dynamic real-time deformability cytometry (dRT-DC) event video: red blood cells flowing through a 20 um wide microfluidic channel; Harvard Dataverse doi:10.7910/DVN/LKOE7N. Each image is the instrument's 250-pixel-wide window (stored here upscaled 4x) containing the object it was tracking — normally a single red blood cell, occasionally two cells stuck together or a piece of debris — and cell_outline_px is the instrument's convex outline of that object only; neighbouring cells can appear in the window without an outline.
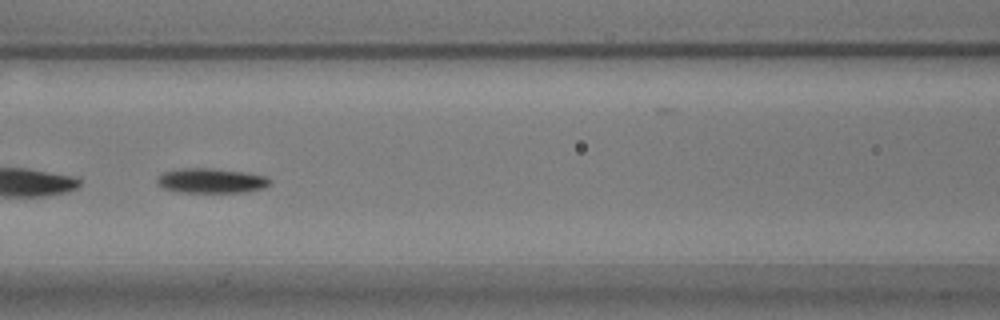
{"species": "common noctule bat (a hibernating species)", "species_latin": "Nyctalus noctula", "temperature_condition": "warm", "stored_images_in_passage": 59, "segment_of_instrument_passage": [2, 2], "camera_frame_rate_fps": 3000, "um_per_image_px": 0.085, "animal": {"sex": "male", "body_mass_g": 17.9}, "frame": {"image": 1, "passage_image": 25, "time_ms": 8.0, "image_size_px": [1000, 320], "cell_outline_px": [[272, 184], [264, 188], [244, 192], [176, 192], [164, 188], [156, 184], [156, 180], [164, 172], [180, 168], [212, 168], [248, 172], [264, 176], [272, 180]], "centroid_in_image_um": [17.98, 15.35], "position_along_channel_um": 148.6, "area_um2": 16.47}}
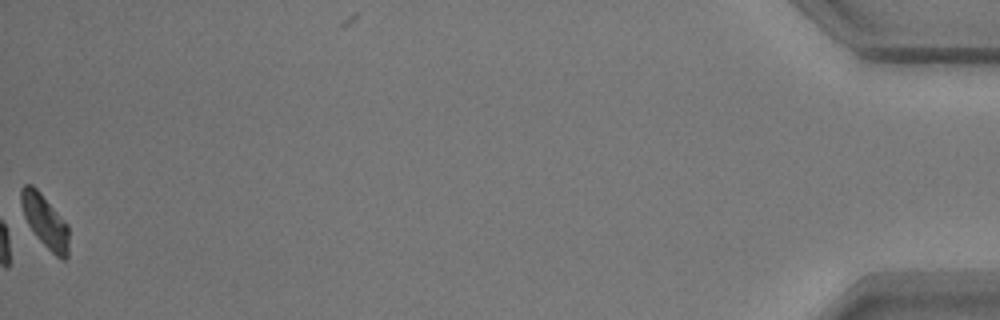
{"frame": {"image": 2, "passage_image": 58, "time_ms": 19.0, "image_size_px": [1000, 320], "cell_outline_px": [[68, 256], [64, 260], [60, 260], [36, 236], [28, 224], [24, 216], [20, 204], [20, 188], [24, 184], [32, 184], [40, 192], [68, 224]], "centroid_in_image_um": [3.81, 18.78], "position_along_channel_um": 431.4, "area_um2": 14.74}}